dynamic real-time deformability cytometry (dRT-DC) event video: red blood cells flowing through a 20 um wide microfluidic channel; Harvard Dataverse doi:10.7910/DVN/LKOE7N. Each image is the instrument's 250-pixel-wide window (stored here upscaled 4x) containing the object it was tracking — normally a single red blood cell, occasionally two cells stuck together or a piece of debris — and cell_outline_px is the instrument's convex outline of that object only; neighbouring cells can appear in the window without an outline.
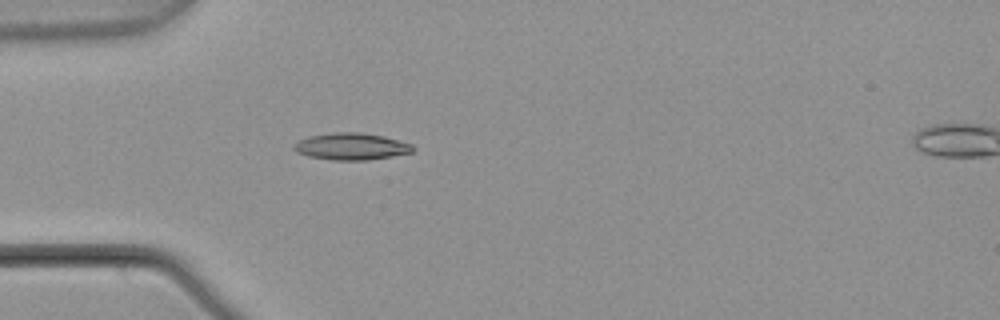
{"species": "common noctule bat (a hibernating species)", "species_latin": "Nyctalus noctula", "temperature_condition": "warm", "stored_images_in_passage": 5, "camera_frame_rate_fps": 3000, "um_per_image_px": 0.085, "animal": {"sex": "male", "body_mass_g": 21.5, "forearm_length_mm": 52.0}, "frame": {"image": 1, "passage_image": 5, "time_ms": 1.333, "image_size_px": [1000, 320], "cell_outline_px": [[416, 148], [412, 152], [392, 156], [368, 160], [332, 160], [308, 156], [296, 152], [292, 148], [292, 144], [308, 136], [332, 132], [360, 132], [384, 136], [412, 144]], "centroid_in_image_um": [29.84, 12.44], "position_along_channel_um": 55.2, "area_um2": 18.79}}